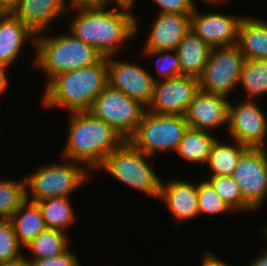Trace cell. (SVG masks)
<instances>
[{"mask_svg": "<svg viewBox=\"0 0 267 266\" xmlns=\"http://www.w3.org/2000/svg\"><path fill=\"white\" fill-rule=\"evenodd\" d=\"M117 6L110 11L105 7L75 9L79 14L69 24L71 34L95 47L104 57H112L121 49V43L134 37L137 29L132 7Z\"/></svg>", "mask_w": 267, "mask_h": 266, "instance_id": "6da1fadb", "label": "cell"}, {"mask_svg": "<svg viewBox=\"0 0 267 266\" xmlns=\"http://www.w3.org/2000/svg\"><path fill=\"white\" fill-rule=\"evenodd\" d=\"M67 144L62 157L85 163L87 169H96L126 139L111 125L96 118L91 112L70 114Z\"/></svg>", "mask_w": 267, "mask_h": 266, "instance_id": "7a4b0ae2", "label": "cell"}, {"mask_svg": "<svg viewBox=\"0 0 267 266\" xmlns=\"http://www.w3.org/2000/svg\"><path fill=\"white\" fill-rule=\"evenodd\" d=\"M108 59L55 76L46 86L43 104L65 107L70 113L90 111L96 97L108 85Z\"/></svg>", "mask_w": 267, "mask_h": 266, "instance_id": "3957f363", "label": "cell"}, {"mask_svg": "<svg viewBox=\"0 0 267 266\" xmlns=\"http://www.w3.org/2000/svg\"><path fill=\"white\" fill-rule=\"evenodd\" d=\"M35 50V65L48 76L46 85L61 73L92 66L104 57L71 33L50 38L36 35Z\"/></svg>", "mask_w": 267, "mask_h": 266, "instance_id": "277c9868", "label": "cell"}, {"mask_svg": "<svg viewBox=\"0 0 267 266\" xmlns=\"http://www.w3.org/2000/svg\"><path fill=\"white\" fill-rule=\"evenodd\" d=\"M145 157L148 155L126 140L103 161L99 169L105 170L113 178L133 189L159 198L162 181L146 162Z\"/></svg>", "mask_w": 267, "mask_h": 266, "instance_id": "5b68a950", "label": "cell"}, {"mask_svg": "<svg viewBox=\"0 0 267 266\" xmlns=\"http://www.w3.org/2000/svg\"><path fill=\"white\" fill-rule=\"evenodd\" d=\"M68 163H55L41 166L33 174L25 178L26 200L38 202L54 197H68L83 182L90 177V171L86 166L78 162L66 159ZM89 171V172H88ZM29 189V190H28ZM31 191V199L29 196ZM30 199V200H29Z\"/></svg>", "mask_w": 267, "mask_h": 266, "instance_id": "8992f818", "label": "cell"}, {"mask_svg": "<svg viewBox=\"0 0 267 266\" xmlns=\"http://www.w3.org/2000/svg\"><path fill=\"white\" fill-rule=\"evenodd\" d=\"M188 128L184 115H161L146 110L128 141L148 156L157 151H176Z\"/></svg>", "mask_w": 267, "mask_h": 266, "instance_id": "52a82bcc", "label": "cell"}, {"mask_svg": "<svg viewBox=\"0 0 267 266\" xmlns=\"http://www.w3.org/2000/svg\"><path fill=\"white\" fill-rule=\"evenodd\" d=\"M146 107L109 84L96 97L91 112L128 140L137 130Z\"/></svg>", "mask_w": 267, "mask_h": 266, "instance_id": "ba28073f", "label": "cell"}, {"mask_svg": "<svg viewBox=\"0 0 267 266\" xmlns=\"http://www.w3.org/2000/svg\"><path fill=\"white\" fill-rule=\"evenodd\" d=\"M244 62L237 45L213 48L199 78L200 90L227 97L239 84Z\"/></svg>", "mask_w": 267, "mask_h": 266, "instance_id": "9c48e42d", "label": "cell"}, {"mask_svg": "<svg viewBox=\"0 0 267 266\" xmlns=\"http://www.w3.org/2000/svg\"><path fill=\"white\" fill-rule=\"evenodd\" d=\"M239 185L244 201L253 209L267 198V148H248L231 176Z\"/></svg>", "mask_w": 267, "mask_h": 266, "instance_id": "30bf717a", "label": "cell"}, {"mask_svg": "<svg viewBox=\"0 0 267 266\" xmlns=\"http://www.w3.org/2000/svg\"><path fill=\"white\" fill-rule=\"evenodd\" d=\"M199 90V79L195 77L180 75L164 81L157 79L146 109L161 115H184Z\"/></svg>", "mask_w": 267, "mask_h": 266, "instance_id": "8fae6325", "label": "cell"}, {"mask_svg": "<svg viewBox=\"0 0 267 266\" xmlns=\"http://www.w3.org/2000/svg\"><path fill=\"white\" fill-rule=\"evenodd\" d=\"M245 101L228 105L229 134L248 148H266L267 118L255 101Z\"/></svg>", "mask_w": 267, "mask_h": 266, "instance_id": "7c38bea8", "label": "cell"}, {"mask_svg": "<svg viewBox=\"0 0 267 266\" xmlns=\"http://www.w3.org/2000/svg\"><path fill=\"white\" fill-rule=\"evenodd\" d=\"M108 59V83L128 97L139 101L146 108L153 96L155 82L145 69L131 62Z\"/></svg>", "mask_w": 267, "mask_h": 266, "instance_id": "4fadbf2b", "label": "cell"}, {"mask_svg": "<svg viewBox=\"0 0 267 266\" xmlns=\"http://www.w3.org/2000/svg\"><path fill=\"white\" fill-rule=\"evenodd\" d=\"M242 17L219 13L191 14V29L212 48L237 44L238 26Z\"/></svg>", "mask_w": 267, "mask_h": 266, "instance_id": "5bb4252c", "label": "cell"}, {"mask_svg": "<svg viewBox=\"0 0 267 266\" xmlns=\"http://www.w3.org/2000/svg\"><path fill=\"white\" fill-rule=\"evenodd\" d=\"M228 105L226 97L199 90L185 111L189 128L212 131L228 124Z\"/></svg>", "mask_w": 267, "mask_h": 266, "instance_id": "9a60e30c", "label": "cell"}, {"mask_svg": "<svg viewBox=\"0 0 267 266\" xmlns=\"http://www.w3.org/2000/svg\"><path fill=\"white\" fill-rule=\"evenodd\" d=\"M190 27L191 14L159 13L146 39L144 50L174 51Z\"/></svg>", "mask_w": 267, "mask_h": 266, "instance_id": "2e32d148", "label": "cell"}, {"mask_svg": "<svg viewBox=\"0 0 267 266\" xmlns=\"http://www.w3.org/2000/svg\"><path fill=\"white\" fill-rule=\"evenodd\" d=\"M32 41L35 47L36 35L11 11L0 12V69L7 71L20 56L23 43Z\"/></svg>", "mask_w": 267, "mask_h": 266, "instance_id": "e0dca14e", "label": "cell"}, {"mask_svg": "<svg viewBox=\"0 0 267 266\" xmlns=\"http://www.w3.org/2000/svg\"><path fill=\"white\" fill-rule=\"evenodd\" d=\"M159 199L166 202L176 221H187L200 215L198 184L175 179L169 183L161 182Z\"/></svg>", "mask_w": 267, "mask_h": 266, "instance_id": "ac0fdd59", "label": "cell"}, {"mask_svg": "<svg viewBox=\"0 0 267 266\" xmlns=\"http://www.w3.org/2000/svg\"><path fill=\"white\" fill-rule=\"evenodd\" d=\"M67 6L65 0H20L11 12L39 35L48 29L56 16L70 10Z\"/></svg>", "mask_w": 267, "mask_h": 266, "instance_id": "d6986e66", "label": "cell"}, {"mask_svg": "<svg viewBox=\"0 0 267 266\" xmlns=\"http://www.w3.org/2000/svg\"><path fill=\"white\" fill-rule=\"evenodd\" d=\"M212 49L190 28L176 49L181 75L199 79L204 72Z\"/></svg>", "mask_w": 267, "mask_h": 266, "instance_id": "ffe728a7", "label": "cell"}, {"mask_svg": "<svg viewBox=\"0 0 267 266\" xmlns=\"http://www.w3.org/2000/svg\"><path fill=\"white\" fill-rule=\"evenodd\" d=\"M236 45L245 60L267 59V22L243 17L238 26Z\"/></svg>", "mask_w": 267, "mask_h": 266, "instance_id": "44dd1931", "label": "cell"}, {"mask_svg": "<svg viewBox=\"0 0 267 266\" xmlns=\"http://www.w3.org/2000/svg\"><path fill=\"white\" fill-rule=\"evenodd\" d=\"M10 222L22 247L47 229L38 205L27 200L16 210Z\"/></svg>", "mask_w": 267, "mask_h": 266, "instance_id": "7402d4cb", "label": "cell"}, {"mask_svg": "<svg viewBox=\"0 0 267 266\" xmlns=\"http://www.w3.org/2000/svg\"><path fill=\"white\" fill-rule=\"evenodd\" d=\"M216 139L208 131L188 128L176 153L187 161L207 164Z\"/></svg>", "mask_w": 267, "mask_h": 266, "instance_id": "603a6c76", "label": "cell"}, {"mask_svg": "<svg viewBox=\"0 0 267 266\" xmlns=\"http://www.w3.org/2000/svg\"><path fill=\"white\" fill-rule=\"evenodd\" d=\"M234 144L226 145L216 139L207 162L212 170L211 176H232L240 157L248 149L238 141Z\"/></svg>", "mask_w": 267, "mask_h": 266, "instance_id": "cb8c5ba5", "label": "cell"}, {"mask_svg": "<svg viewBox=\"0 0 267 266\" xmlns=\"http://www.w3.org/2000/svg\"><path fill=\"white\" fill-rule=\"evenodd\" d=\"M38 205L47 229L65 231L73 224L75 215L68 197H54L34 202Z\"/></svg>", "mask_w": 267, "mask_h": 266, "instance_id": "d4e9b609", "label": "cell"}, {"mask_svg": "<svg viewBox=\"0 0 267 266\" xmlns=\"http://www.w3.org/2000/svg\"><path fill=\"white\" fill-rule=\"evenodd\" d=\"M61 230L46 229L25 246L32 257L24 259L30 263L33 259L50 258L61 255L68 249V236Z\"/></svg>", "mask_w": 267, "mask_h": 266, "instance_id": "484cf974", "label": "cell"}, {"mask_svg": "<svg viewBox=\"0 0 267 266\" xmlns=\"http://www.w3.org/2000/svg\"><path fill=\"white\" fill-rule=\"evenodd\" d=\"M245 89L247 100L267 93V59L245 60L239 85Z\"/></svg>", "mask_w": 267, "mask_h": 266, "instance_id": "4316f807", "label": "cell"}, {"mask_svg": "<svg viewBox=\"0 0 267 266\" xmlns=\"http://www.w3.org/2000/svg\"><path fill=\"white\" fill-rule=\"evenodd\" d=\"M26 201L25 178L18 181L0 180V220H10Z\"/></svg>", "mask_w": 267, "mask_h": 266, "instance_id": "83f0119b", "label": "cell"}, {"mask_svg": "<svg viewBox=\"0 0 267 266\" xmlns=\"http://www.w3.org/2000/svg\"><path fill=\"white\" fill-rule=\"evenodd\" d=\"M218 195L233 211H252L253 209L244 201L239 185L231 176H210L207 179Z\"/></svg>", "mask_w": 267, "mask_h": 266, "instance_id": "f1b7e54d", "label": "cell"}, {"mask_svg": "<svg viewBox=\"0 0 267 266\" xmlns=\"http://www.w3.org/2000/svg\"><path fill=\"white\" fill-rule=\"evenodd\" d=\"M199 214H221L233 211L218 195L208 180L198 183Z\"/></svg>", "mask_w": 267, "mask_h": 266, "instance_id": "f546056e", "label": "cell"}, {"mask_svg": "<svg viewBox=\"0 0 267 266\" xmlns=\"http://www.w3.org/2000/svg\"><path fill=\"white\" fill-rule=\"evenodd\" d=\"M10 220H0V264L25 256Z\"/></svg>", "mask_w": 267, "mask_h": 266, "instance_id": "4dcf8cb0", "label": "cell"}, {"mask_svg": "<svg viewBox=\"0 0 267 266\" xmlns=\"http://www.w3.org/2000/svg\"><path fill=\"white\" fill-rule=\"evenodd\" d=\"M171 52V54H169ZM144 50V53L149 56H159L156 60L157 72L164 79L174 78L181 75V66L178 54L174 50Z\"/></svg>", "mask_w": 267, "mask_h": 266, "instance_id": "1f68e13d", "label": "cell"}, {"mask_svg": "<svg viewBox=\"0 0 267 266\" xmlns=\"http://www.w3.org/2000/svg\"><path fill=\"white\" fill-rule=\"evenodd\" d=\"M29 266H81L76 254L68 249L61 255L50 257L33 259Z\"/></svg>", "mask_w": 267, "mask_h": 266, "instance_id": "d6a6232c", "label": "cell"}, {"mask_svg": "<svg viewBox=\"0 0 267 266\" xmlns=\"http://www.w3.org/2000/svg\"><path fill=\"white\" fill-rule=\"evenodd\" d=\"M160 7L159 13L192 14L196 5L191 0H153Z\"/></svg>", "mask_w": 267, "mask_h": 266, "instance_id": "836d02e7", "label": "cell"}, {"mask_svg": "<svg viewBox=\"0 0 267 266\" xmlns=\"http://www.w3.org/2000/svg\"><path fill=\"white\" fill-rule=\"evenodd\" d=\"M110 0H70L68 3L69 9L72 10L77 8H91V7H107Z\"/></svg>", "mask_w": 267, "mask_h": 266, "instance_id": "e575fe53", "label": "cell"}, {"mask_svg": "<svg viewBox=\"0 0 267 266\" xmlns=\"http://www.w3.org/2000/svg\"><path fill=\"white\" fill-rule=\"evenodd\" d=\"M201 266H228L225 264V262H222L221 259H218L215 255L212 253H205L203 256V261L201 263Z\"/></svg>", "mask_w": 267, "mask_h": 266, "instance_id": "d590c367", "label": "cell"}, {"mask_svg": "<svg viewBox=\"0 0 267 266\" xmlns=\"http://www.w3.org/2000/svg\"><path fill=\"white\" fill-rule=\"evenodd\" d=\"M264 237L267 240V226L263 230ZM249 266H267V250L261 255L257 257V259H254L253 262Z\"/></svg>", "mask_w": 267, "mask_h": 266, "instance_id": "8d00e7d4", "label": "cell"}, {"mask_svg": "<svg viewBox=\"0 0 267 266\" xmlns=\"http://www.w3.org/2000/svg\"><path fill=\"white\" fill-rule=\"evenodd\" d=\"M20 0H0V11H12Z\"/></svg>", "mask_w": 267, "mask_h": 266, "instance_id": "74e56055", "label": "cell"}, {"mask_svg": "<svg viewBox=\"0 0 267 266\" xmlns=\"http://www.w3.org/2000/svg\"><path fill=\"white\" fill-rule=\"evenodd\" d=\"M6 71L0 69V96L8 88V77L6 76Z\"/></svg>", "mask_w": 267, "mask_h": 266, "instance_id": "f35d334b", "label": "cell"}, {"mask_svg": "<svg viewBox=\"0 0 267 266\" xmlns=\"http://www.w3.org/2000/svg\"><path fill=\"white\" fill-rule=\"evenodd\" d=\"M0 266H29V263L24 258L3 262Z\"/></svg>", "mask_w": 267, "mask_h": 266, "instance_id": "ab89813d", "label": "cell"}, {"mask_svg": "<svg viewBox=\"0 0 267 266\" xmlns=\"http://www.w3.org/2000/svg\"><path fill=\"white\" fill-rule=\"evenodd\" d=\"M115 1L116 5L117 4H122V5H128V6H133L135 3V0H112V2Z\"/></svg>", "mask_w": 267, "mask_h": 266, "instance_id": "60d3db41", "label": "cell"}, {"mask_svg": "<svg viewBox=\"0 0 267 266\" xmlns=\"http://www.w3.org/2000/svg\"><path fill=\"white\" fill-rule=\"evenodd\" d=\"M192 1V3L195 5L196 3L194 2V0H191ZM224 1L226 2V1H228V0H201V2H203V3H206V4H217V2L218 3H221V2H223L224 3Z\"/></svg>", "mask_w": 267, "mask_h": 266, "instance_id": "b9f144b4", "label": "cell"}]
</instances>
